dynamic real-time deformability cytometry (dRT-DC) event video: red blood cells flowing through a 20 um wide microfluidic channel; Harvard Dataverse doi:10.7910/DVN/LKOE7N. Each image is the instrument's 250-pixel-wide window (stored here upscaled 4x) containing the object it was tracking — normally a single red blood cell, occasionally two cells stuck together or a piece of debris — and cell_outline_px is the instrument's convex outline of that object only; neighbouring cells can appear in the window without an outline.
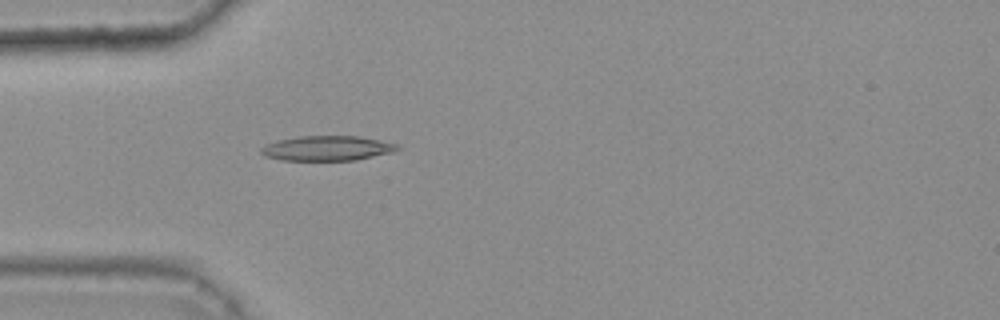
{"species": "common noctule bat (a hibernating species)", "species_latin": "Nyctalus noctula", "temperature_condition": "warm", "stored_images_in_passage": 47, "camera_frame_rate_fps": 3000, "um_per_image_px": 0.085, "animal": {"sex": "female", "body_mass_g": 25.1}, "frame": {"image": 1, "passage_image": 16, "time_ms": 5.0, "image_size_px": [1000, 320], "cell_outline_px": [[400, 148], [392, 152], [356, 160], [280, 160], [264, 156], [260, 152], [260, 148], [268, 144], [280, 140], [300, 136], [360, 136], [380, 140], [396, 144]], "centroid_in_image_um": [27.8, 12.6], "position_along_channel_um": 57.2, "area_um2": 19.59}}
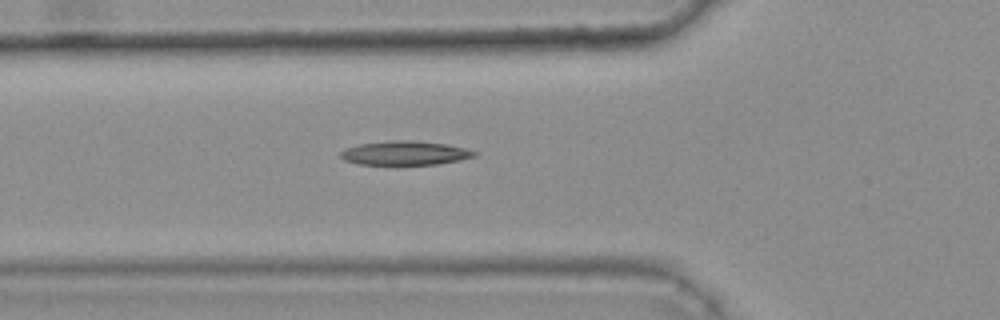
{"frame": {"image": 2, "passage_image": 19, "time_ms": 6.0, "image_size_px": [1000, 320], "cell_outline_px": [[480, 152], [476, 156], [460, 160], [436, 164], [360, 164], [344, 160], [340, 156], [340, 152], [348, 148], [360, 144], [392, 140], [412, 140], [448, 144]], "centroid_in_image_um": [34.48, 13.0], "position_along_channel_um": 91.3, "area_um2": 18.61}}
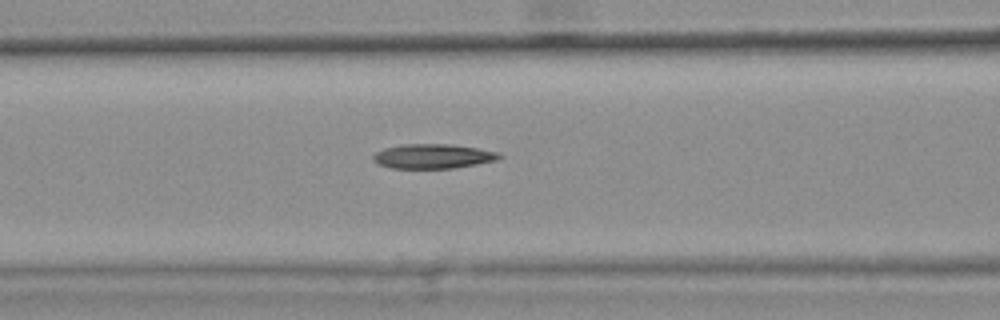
{"frame": {"image": 3, "passage_image": 22, "time_ms": 7.0, "image_size_px": [1000, 320], "cell_outline_px": [[500, 156], [496, 160], [476, 164], [452, 168], [392, 168], [380, 164], [372, 160], [372, 156], [376, 152], [384, 148], [404, 144], [452, 144], [476, 148], [496, 152]], "centroid_in_image_um": [36.74, 13.28], "position_along_channel_um": 129.9, "area_um2": 17.74}}